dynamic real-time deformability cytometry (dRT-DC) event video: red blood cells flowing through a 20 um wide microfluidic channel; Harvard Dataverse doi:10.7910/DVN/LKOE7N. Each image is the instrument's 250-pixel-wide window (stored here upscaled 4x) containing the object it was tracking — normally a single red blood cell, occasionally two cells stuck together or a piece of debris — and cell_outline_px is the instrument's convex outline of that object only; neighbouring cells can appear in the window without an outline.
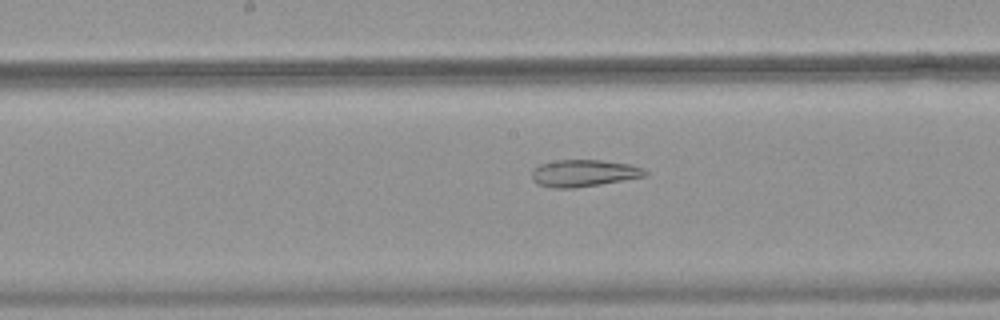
{"species": "common noctule bat (a hibernating species)", "species_latin": "Nyctalus noctula", "temperature_condition": "warm", "stored_images_in_passage": 37, "camera_frame_rate_fps": 3000, "um_per_image_px": 0.085, "animal": {"sex": "female", "body_mass_g": 18.4}, "frame": {"image": 1, "passage_image": 22, "time_ms": 7.0, "image_size_px": [1000, 320], "cell_outline_px": [[648, 176], [576, 188], [552, 188], [536, 184], [532, 180], [532, 168], [540, 164], [556, 160], [604, 160], [632, 164], [644, 168], [648, 172]], "centroid_in_image_um": [49.63, 14.72], "position_along_channel_um": 198.6, "area_um2": 18.15}}